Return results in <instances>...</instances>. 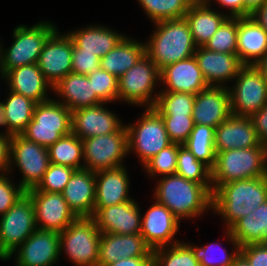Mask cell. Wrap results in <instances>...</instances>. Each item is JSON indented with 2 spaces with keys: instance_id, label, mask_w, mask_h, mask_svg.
Returning a JSON list of instances; mask_svg holds the SVG:
<instances>
[{
  "instance_id": "cell-1",
  "label": "cell",
  "mask_w": 267,
  "mask_h": 266,
  "mask_svg": "<svg viewBox=\"0 0 267 266\" xmlns=\"http://www.w3.org/2000/svg\"><path fill=\"white\" fill-rule=\"evenodd\" d=\"M156 183L153 199L167 207L179 221L198 219L212 211V193L204 185L177 174L158 177Z\"/></svg>"
},
{
  "instance_id": "cell-2",
  "label": "cell",
  "mask_w": 267,
  "mask_h": 266,
  "mask_svg": "<svg viewBox=\"0 0 267 266\" xmlns=\"http://www.w3.org/2000/svg\"><path fill=\"white\" fill-rule=\"evenodd\" d=\"M267 201V176L220 184L212 193V213L229 229Z\"/></svg>"
},
{
  "instance_id": "cell-3",
  "label": "cell",
  "mask_w": 267,
  "mask_h": 266,
  "mask_svg": "<svg viewBox=\"0 0 267 266\" xmlns=\"http://www.w3.org/2000/svg\"><path fill=\"white\" fill-rule=\"evenodd\" d=\"M154 24L146 45V55L159 70L194 56L197 45L185 18L159 21Z\"/></svg>"
},
{
  "instance_id": "cell-4",
  "label": "cell",
  "mask_w": 267,
  "mask_h": 266,
  "mask_svg": "<svg viewBox=\"0 0 267 266\" xmlns=\"http://www.w3.org/2000/svg\"><path fill=\"white\" fill-rule=\"evenodd\" d=\"M267 176L266 147L232 149L218 152L211 169L212 188L228 182Z\"/></svg>"
},
{
  "instance_id": "cell-5",
  "label": "cell",
  "mask_w": 267,
  "mask_h": 266,
  "mask_svg": "<svg viewBox=\"0 0 267 266\" xmlns=\"http://www.w3.org/2000/svg\"><path fill=\"white\" fill-rule=\"evenodd\" d=\"M57 29L53 21H40L32 26L18 25L12 31L13 43L2 47L0 72L38 63L40 53L49 36Z\"/></svg>"
},
{
  "instance_id": "cell-6",
  "label": "cell",
  "mask_w": 267,
  "mask_h": 266,
  "mask_svg": "<svg viewBox=\"0 0 267 266\" xmlns=\"http://www.w3.org/2000/svg\"><path fill=\"white\" fill-rule=\"evenodd\" d=\"M160 86V70L145 54L118 78V101L142 108L144 106V109L152 108L160 93ZM155 88H159L158 91Z\"/></svg>"
},
{
  "instance_id": "cell-7",
  "label": "cell",
  "mask_w": 267,
  "mask_h": 266,
  "mask_svg": "<svg viewBox=\"0 0 267 266\" xmlns=\"http://www.w3.org/2000/svg\"><path fill=\"white\" fill-rule=\"evenodd\" d=\"M136 121L125 124L128 155H135L143 166L172 142L161 116L153 108H145Z\"/></svg>"
},
{
  "instance_id": "cell-8",
  "label": "cell",
  "mask_w": 267,
  "mask_h": 266,
  "mask_svg": "<svg viewBox=\"0 0 267 266\" xmlns=\"http://www.w3.org/2000/svg\"><path fill=\"white\" fill-rule=\"evenodd\" d=\"M72 132L71 111L56 99L37 103L33 118L21 134L27 140L49 148Z\"/></svg>"
},
{
  "instance_id": "cell-9",
  "label": "cell",
  "mask_w": 267,
  "mask_h": 266,
  "mask_svg": "<svg viewBox=\"0 0 267 266\" xmlns=\"http://www.w3.org/2000/svg\"><path fill=\"white\" fill-rule=\"evenodd\" d=\"M100 238L92 217H78L59 233L60 255L65 254L75 266H97Z\"/></svg>"
},
{
  "instance_id": "cell-10",
  "label": "cell",
  "mask_w": 267,
  "mask_h": 266,
  "mask_svg": "<svg viewBox=\"0 0 267 266\" xmlns=\"http://www.w3.org/2000/svg\"><path fill=\"white\" fill-rule=\"evenodd\" d=\"M49 165L48 148L29 141L22 135L11 137L9 173H14L15 167H18L19 173L21 172L19 185L26 192L38 186Z\"/></svg>"
},
{
  "instance_id": "cell-11",
  "label": "cell",
  "mask_w": 267,
  "mask_h": 266,
  "mask_svg": "<svg viewBox=\"0 0 267 266\" xmlns=\"http://www.w3.org/2000/svg\"><path fill=\"white\" fill-rule=\"evenodd\" d=\"M83 142L84 166L97 172L124 166L128 156L127 129L125 124L112 134L88 137Z\"/></svg>"
},
{
  "instance_id": "cell-12",
  "label": "cell",
  "mask_w": 267,
  "mask_h": 266,
  "mask_svg": "<svg viewBox=\"0 0 267 266\" xmlns=\"http://www.w3.org/2000/svg\"><path fill=\"white\" fill-rule=\"evenodd\" d=\"M231 84L228 88L233 115L251 116L267 103V84L254 65H243Z\"/></svg>"
},
{
  "instance_id": "cell-13",
  "label": "cell",
  "mask_w": 267,
  "mask_h": 266,
  "mask_svg": "<svg viewBox=\"0 0 267 266\" xmlns=\"http://www.w3.org/2000/svg\"><path fill=\"white\" fill-rule=\"evenodd\" d=\"M36 229L33 202L27 194L0 216V241L9 255Z\"/></svg>"
},
{
  "instance_id": "cell-14",
  "label": "cell",
  "mask_w": 267,
  "mask_h": 266,
  "mask_svg": "<svg viewBox=\"0 0 267 266\" xmlns=\"http://www.w3.org/2000/svg\"><path fill=\"white\" fill-rule=\"evenodd\" d=\"M57 28L45 42L38 60V67L52 88L66 75L72 73L73 41Z\"/></svg>"
},
{
  "instance_id": "cell-15",
  "label": "cell",
  "mask_w": 267,
  "mask_h": 266,
  "mask_svg": "<svg viewBox=\"0 0 267 266\" xmlns=\"http://www.w3.org/2000/svg\"><path fill=\"white\" fill-rule=\"evenodd\" d=\"M60 256L59 232L38 228L10 255L15 266H54Z\"/></svg>"
},
{
  "instance_id": "cell-16",
  "label": "cell",
  "mask_w": 267,
  "mask_h": 266,
  "mask_svg": "<svg viewBox=\"0 0 267 266\" xmlns=\"http://www.w3.org/2000/svg\"><path fill=\"white\" fill-rule=\"evenodd\" d=\"M35 210V223L38 229L62 232L78 217L70 209L62 193L28 190Z\"/></svg>"
},
{
  "instance_id": "cell-17",
  "label": "cell",
  "mask_w": 267,
  "mask_h": 266,
  "mask_svg": "<svg viewBox=\"0 0 267 266\" xmlns=\"http://www.w3.org/2000/svg\"><path fill=\"white\" fill-rule=\"evenodd\" d=\"M153 200L154 202L142 215L140 232L152 251L182 241L175 238L181 221L167 207Z\"/></svg>"
},
{
  "instance_id": "cell-18",
  "label": "cell",
  "mask_w": 267,
  "mask_h": 266,
  "mask_svg": "<svg viewBox=\"0 0 267 266\" xmlns=\"http://www.w3.org/2000/svg\"><path fill=\"white\" fill-rule=\"evenodd\" d=\"M108 104L100 103L71 111L72 133L84 140L118 131L125 123L107 107Z\"/></svg>"
},
{
  "instance_id": "cell-19",
  "label": "cell",
  "mask_w": 267,
  "mask_h": 266,
  "mask_svg": "<svg viewBox=\"0 0 267 266\" xmlns=\"http://www.w3.org/2000/svg\"><path fill=\"white\" fill-rule=\"evenodd\" d=\"M134 199L105 208H94L92 218L101 233L133 235L141 232L142 211Z\"/></svg>"
},
{
  "instance_id": "cell-20",
  "label": "cell",
  "mask_w": 267,
  "mask_h": 266,
  "mask_svg": "<svg viewBox=\"0 0 267 266\" xmlns=\"http://www.w3.org/2000/svg\"><path fill=\"white\" fill-rule=\"evenodd\" d=\"M232 115L228 87L208 86L195 95L194 124L216 128Z\"/></svg>"
},
{
  "instance_id": "cell-21",
  "label": "cell",
  "mask_w": 267,
  "mask_h": 266,
  "mask_svg": "<svg viewBox=\"0 0 267 266\" xmlns=\"http://www.w3.org/2000/svg\"><path fill=\"white\" fill-rule=\"evenodd\" d=\"M261 144L250 116L232 114L215 128L216 154L225 150L258 147Z\"/></svg>"
},
{
  "instance_id": "cell-22",
  "label": "cell",
  "mask_w": 267,
  "mask_h": 266,
  "mask_svg": "<svg viewBox=\"0 0 267 266\" xmlns=\"http://www.w3.org/2000/svg\"><path fill=\"white\" fill-rule=\"evenodd\" d=\"M194 57L208 86L229 87L228 82H233L243 66L237 54L213 52L204 47H197Z\"/></svg>"
},
{
  "instance_id": "cell-23",
  "label": "cell",
  "mask_w": 267,
  "mask_h": 266,
  "mask_svg": "<svg viewBox=\"0 0 267 266\" xmlns=\"http://www.w3.org/2000/svg\"><path fill=\"white\" fill-rule=\"evenodd\" d=\"M160 81V91L196 95L208 87L194 56L165 66L160 70Z\"/></svg>"
},
{
  "instance_id": "cell-24",
  "label": "cell",
  "mask_w": 267,
  "mask_h": 266,
  "mask_svg": "<svg viewBox=\"0 0 267 266\" xmlns=\"http://www.w3.org/2000/svg\"><path fill=\"white\" fill-rule=\"evenodd\" d=\"M134 257H153L152 249L140 233L133 235L101 233L97 266Z\"/></svg>"
},
{
  "instance_id": "cell-25",
  "label": "cell",
  "mask_w": 267,
  "mask_h": 266,
  "mask_svg": "<svg viewBox=\"0 0 267 266\" xmlns=\"http://www.w3.org/2000/svg\"><path fill=\"white\" fill-rule=\"evenodd\" d=\"M129 178L125 165L95 172L94 208H105L134 200L129 191Z\"/></svg>"
},
{
  "instance_id": "cell-26",
  "label": "cell",
  "mask_w": 267,
  "mask_h": 266,
  "mask_svg": "<svg viewBox=\"0 0 267 266\" xmlns=\"http://www.w3.org/2000/svg\"><path fill=\"white\" fill-rule=\"evenodd\" d=\"M0 78L6 82L8 90L30 98L36 103L51 99L48 90L53 92V88L44 78L37 63L11 69L5 74L0 72Z\"/></svg>"
},
{
  "instance_id": "cell-27",
  "label": "cell",
  "mask_w": 267,
  "mask_h": 266,
  "mask_svg": "<svg viewBox=\"0 0 267 266\" xmlns=\"http://www.w3.org/2000/svg\"><path fill=\"white\" fill-rule=\"evenodd\" d=\"M73 41V52H89L100 59L115 48L126 36L116 30L100 24H89L84 28L68 31Z\"/></svg>"
},
{
  "instance_id": "cell-28",
  "label": "cell",
  "mask_w": 267,
  "mask_h": 266,
  "mask_svg": "<svg viewBox=\"0 0 267 266\" xmlns=\"http://www.w3.org/2000/svg\"><path fill=\"white\" fill-rule=\"evenodd\" d=\"M62 195L77 217H92L95 207V172L84 168L75 170Z\"/></svg>"
},
{
  "instance_id": "cell-29",
  "label": "cell",
  "mask_w": 267,
  "mask_h": 266,
  "mask_svg": "<svg viewBox=\"0 0 267 266\" xmlns=\"http://www.w3.org/2000/svg\"><path fill=\"white\" fill-rule=\"evenodd\" d=\"M53 92V95L58 96L55 99L70 111L104 103L93 92L87 75L69 73L53 87Z\"/></svg>"
},
{
  "instance_id": "cell-30",
  "label": "cell",
  "mask_w": 267,
  "mask_h": 266,
  "mask_svg": "<svg viewBox=\"0 0 267 266\" xmlns=\"http://www.w3.org/2000/svg\"><path fill=\"white\" fill-rule=\"evenodd\" d=\"M267 52V32L250 16L238 17L236 54L243 65H255Z\"/></svg>"
},
{
  "instance_id": "cell-31",
  "label": "cell",
  "mask_w": 267,
  "mask_h": 266,
  "mask_svg": "<svg viewBox=\"0 0 267 266\" xmlns=\"http://www.w3.org/2000/svg\"><path fill=\"white\" fill-rule=\"evenodd\" d=\"M193 40L197 47H204L216 33L228 15L222 10L212 8L204 0H196L185 14Z\"/></svg>"
},
{
  "instance_id": "cell-32",
  "label": "cell",
  "mask_w": 267,
  "mask_h": 266,
  "mask_svg": "<svg viewBox=\"0 0 267 266\" xmlns=\"http://www.w3.org/2000/svg\"><path fill=\"white\" fill-rule=\"evenodd\" d=\"M146 54L145 41L125 36L119 44L100 59V68L121 77Z\"/></svg>"
},
{
  "instance_id": "cell-33",
  "label": "cell",
  "mask_w": 267,
  "mask_h": 266,
  "mask_svg": "<svg viewBox=\"0 0 267 266\" xmlns=\"http://www.w3.org/2000/svg\"><path fill=\"white\" fill-rule=\"evenodd\" d=\"M228 230L240 247L267 243V201L240 218Z\"/></svg>"
},
{
  "instance_id": "cell-34",
  "label": "cell",
  "mask_w": 267,
  "mask_h": 266,
  "mask_svg": "<svg viewBox=\"0 0 267 266\" xmlns=\"http://www.w3.org/2000/svg\"><path fill=\"white\" fill-rule=\"evenodd\" d=\"M224 232L225 239L233 247H231L232 251L231 249L226 250L220 243L216 242L198 246L184 241L192 249L200 266H231L240 255V244L233 238L229 230L224 229Z\"/></svg>"
},
{
  "instance_id": "cell-35",
  "label": "cell",
  "mask_w": 267,
  "mask_h": 266,
  "mask_svg": "<svg viewBox=\"0 0 267 266\" xmlns=\"http://www.w3.org/2000/svg\"><path fill=\"white\" fill-rule=\"evenodd\" d=\"M9 91V92H8ZM3 102L8 128L13 135H21L33 118L36 102L21 94L7 90Z\"/></svg>"
},
{
  "instance_id": "cell-36",
  "label": "cell",
  "mask_w": 267,
  "mask_h": 266,
  "mask_svg": "<svg viewBox=\"0 0 267 266\" xmlns=\"http://www.w3.org/2000/svg\"><path fill=\"white\" fill-rule=\"evenodd\" d=\"M50 163L61 164L75 170L83 169V142L72 132L62 136L48 148Z\"/></svg>"
},
{
  "instance_id": "cell-37",
  "label": "cell",
  "mask_w": 267,
  "mask_h": 266,
  "mask_svg": "<svg viewBox=\"0 0 267 266\" xmlns=\"http://www.w3.org/2000/svg\"><path fill=\"white\" fill-rule=\"evenodd\" d=\"M215 128L194 124L189 138L183 144L197 160L206 164L212 169L216 162V152L214 148Z\"/></svg>"
},
{
  "instance_id": "cell-38",
  "label": "cell",
  "mask_w": 267,
  "mask_h": 266,
  "mask_svg": "<svg viewBox=\"0 0 267 266\" xmlns=\"http://www.w3.org/2000/svg\"><path fill=\"white\" fill-rule=\"evenodd\" d=\"M152 23L182 19L196 0H137Z\"/></svg>"
},
{
  "instance_id": "cell-39",
  "label": "cell",
  "mask_w": 267,
  "mask_h": 266,
  "mask_svg": "<svg viewBox=\"0 0 267 266\" xmlns=\"http://www.w3.org/2000/svg\"><path fill=\"white\" fill-rule=\"evenodd\" d=\"M176 174L204 185L213 193L211 181V169L196 157L183 145L178 148Z\"/></svg>"
},
{
  "instance_id": "cell-40",
  "label": "cell",
  "mask_w": 267,
  "mask_h": 266,
  "mask_svg": "<svg viewBox=\"0 0 267 266\" xmlns=\"http://www.w3.org/2000/svg\"><path fill=\"white\" fill-rule=\"evenodd\" d=\"M194 99L191 93L160 91L152 108L160 116H192Z\"/></svg>"
},
{
  "instance_id": "cell-41",
  "label": "cell",
  "mask_w": 267,
  "mask_h": 266,
  "mask_svg": "<svg viewBox=\"0 0 267 266\" xmlns=\"http://www.w3.org/2000/svg\"><path fill=\"white\" fill-rule=\"evenodd\" d=\"M153 266H200L192 249L182 240L179 243L153 250Z\"/></svg>"
},
{
  "instance_id": "cell-42",
  "label": "cell",
  "mask_w": 267,
  "mask_h": 266,
  "mask_svg": "<svg viewBox=\"0 0 267 266\" xmlns=\"http://www.w3.org/2000/svg\"><path fill=\"white\" fill-rule=\"evenodd\" d=\"M238 17H228L204 45L213 52L236 54Z\"/></svg>"
},
{
  "instance_id": "cell-43",
  "label": "cell",
  "mask_w": 267,
  "mask_h": 266,
  "mask_svg": "<svg viewBox=\"0 0 267 266\" xmlns=\"http://www.w3.org/2000/svg\"><path fill=\"white\" fill-rule=\"evenodd\" d=\"M180 146V144L172 143L141 166L148 177L154 179L158 176L163 177L176 174L177 154Z\"/></svg>"
},
{
  "instance_id": "cell-44",
  "label": "cell",
  "mask_w": 267,
  "mask_h": 266,
  "mask_svg": "<svg viewBox=\"0 0 267 266\" xmlns=\"http://www.w3.org/2000/svg\"><path fill=\"white\" fill-rule=\"evenodd\" d=\"M87 77L92 83L93 92H96L104 103H118V78L115 75L99 68Z\"/></svg>"
},
{
  "instance_id": "cell-45",
  "label": "cell",
  "mask_w": 267,
  "mask_h": 266,
  "mask_svg": "<svg viewBox=\"0 0 267 266\" xmlns=\"http://www.w3.org/2000/svg\"><path fill=\"white\" fill-rule=\"evenodd\" d=\"M74 171L73 168L50 163L36 189L49 193H62Z\"/></svg>"
},
{
  "instance_id": "cell-46",
  "label": "cell",
  "mask_w": 267,
  "mask_h": 266,
  "mask_svg": "<svg viewBox=\"0 0 267 266\" xmlns=\"http://www.w3.org/2000/svg\"><path fill=\"white\" fill-rule=\"evenodd\" d=\"M172 143L183 145L194 127L192 116H161Z\"/></svg>"
},
{
  "instance_id": "cell-47",
  "label": "cell",
  "mask_w": 267,
  "mask_h": 266,
  "mask_svg": "<svg viewBox=\"0 0 267 266\" xmlns=\"http://www.w3.org/2000/svg\"><path fill=\"white\" fill-rule=\"evenodd\" d=\"M0 174V216L4 215L26 191L11 179L12 174ZM11 176V177H10ZM16 183V184H15Z\"/></svg>"
},
{
  "instance_id": "cell-48",
  "label": "cell",
  "mask_w": 267,
  "mask_h": 266,
  "mask_svg": "<svg viewBox=\"0 0 267 266\" xmlns=\"http://www.w3.org/2000/svg\"><path fill=\"white\" fill-rule=\"evenodd\" d=\"M72 73L89 75L100 68V58L89 52H72Z\"/></svg>"
},
{
  "instance_id": "cell-49",
  "label": "cell",
  "mask_w": 267,
  "mask_h": 266,
  "mask_svg": "<svg viewBox=\"0 0 267 266\" xmlns=\"http://www.w3.org/2000/svg\"><path fill=\"white\" fill-rule=\"evenodd\" d=\"M240 254L250 266H267V243L242 246Z\"/></svg>"
},
{
  "instance_id": "cell-50",
  "label": "cell",
  "mask_w": 267,
  "mask_h": 266,
  "mask_svg": "<svg viewBox=\"0 0 267 266\" xmlns=\"http://www.w3.org/2000/svg\"><path fill=\"white\" fill-rule=\"evenodd\" d=\"M207 4L212 6L217 2L219 8H226L228 17H247L251 12L244 6L243 0H204ZM219 4V5H218Z\"/></svg>"
},
{
  "instance_id": "cell-51",
  "label": "cell",
  "mask_w": 267,
  "mask_h": 266,
  "mask_svg": "<svg viewBox=\"0 0 267 266\" xmlns=\"http://www.w3.org/2000/svg\"><path fill=\"white\" fill-rule=\"evenodd\" d=\"M253 126L256 130L259 141L267 143V103L251 116Z\"/></svg>"
},
{
  "instance_id": "cell-52",
  "label": "cell",
  "mask_w": 267,
  "mask_h": 266,
  "mask_svg": "<svg viewBox=\"0 0 267 266\" xmlns=\"http://www.w3.org/2000/svg\"><path fill=\"white\" fill-rule=\"evenodd\" d=\"M10 137L0 135V174L9 173Z\"/></svg>"
},
{
  "instance_id": "cell-53",
  "label": "cell",
  "mask_w": 267,
  "mask_h": 266,
  "mask_svg": "<svg viewBox=\"0 0 267 266\" xmlns=\"http://www.w3.org/2000/svg\"><path fill=\"white\" fill-rule=\"evenodd\" d=\"M104 266H153V257L123 258Z\"/></svg>"
},
{
  "instance_id": "cell-54",
  "label": "cell",
  "mask_w": 267,
  "mask_h": 266,
  "mask_svg": "<svg viewBox=\"0 0 267 266\" xmlns=\"http://www.w3.org/2000/svg\"><path fill=\"white\" fill-rule=\"evenodd\" d=\"M250 17L267 32V0L260 7L255 9Z\"/></svg>"
},
{
  "instance_id": "cell-55",
  "label": "cell",
  "mask_w": 267,
  "mask_h": 266,
  "mask_svg": "<svg viewBox=\"0 0 267 266\" xmlns=\"http://www.w3.org/2000/svg\"><path fill=\"white\" fill-rule=\"evenodd\" d=\"M0 127L4 128V130L0 131V135H4L10 138L13 136V134L10 132L8 128V122L5 115V108L2 101H0Z\"/></svg>"
},
{
  "instance_id": "cell-56",
  "label": "cell",
  "mask_w": 267,
  "mask_h": 266,
  "mask_svg": "<svg viewBox=\"0 0 267 266\" xmlns=\"http://www.w3.org/2000/svg\"><path fill=\"white\" fill-rule=\"evenodd\" d=\"M254 66L260 71L264 81L267 84V52Z\"/></svg>"
},
{
  "instance_id": "cell-57",
  "label": "cell",
  "mask_w": 267,
  "mask_h": 266,
  "mask_svg": "<svg viewBox=\"0 0 267 266\" xmlns=\"http://www.w3.org/2000/svg\"><path fill=\"white\" fill-rule=\"evenodd\" d=\"M244 6L252 13L260 7L266 0H243Z\"/></svg>"
},
{
  "instance_id": "cell-58",
  "label": "cell",
  "mask_w": 267,
  "mask_h": 266,
  "mask_svg": "<svg viewBox=\"0 0 267 266\" xmlns=\"http://www.w3.org/2000/svg\"><path fill=\"white\" fill-rule=\"evenodd\" d=\"M231 266H250L246 259L240 254Z\"/></svg>"
},
{
  "instance_id": "cell-59",
  "label": "cell",
  "mask_w": 267,
  "mask_h": 266,
  "mask_svg": "<svg viewBox=\"0 0 267 266\" xmlns=\"http://www.w3.org/2000/svg\"><path fill=\"white\" fill-rule=\"evenodd\" d=\"M11 259L10 255L8 254V252L4 249V247L1 244L0 241V260L1 261H9Z\"/></svg>"
},
{
  "instance_id": "cell-60",
  "label": "cell",
  "mask_w": 267,
  "mask_h": 266,
  "mask_svg": "<svg viewBox=\"0 0 267 266\" xmlns=\"http://www.w3.org/2000/svg\"><path fill=\"white\" fill-rule=\"evenodd\" d=\"M2 39H0L1 41ZM2 47H3V44L2 42H0V65H1V60H2Z\"/></svg>"
},
{
  "instance_id": "cell-61",
  "label": "cell",
  "mask_w": 267,
  "mask_h": 266,
  "mask_svg": "<svg viewBox=\"0 0 267 266\" xmlns=\"http://www.w3.org/2000/svg\"><path fill=\"white\" fill-rule=\"evenodd\" d=\"M266 147V160H267V143L265 144Z\"/></svg>"
}]
</instances>
